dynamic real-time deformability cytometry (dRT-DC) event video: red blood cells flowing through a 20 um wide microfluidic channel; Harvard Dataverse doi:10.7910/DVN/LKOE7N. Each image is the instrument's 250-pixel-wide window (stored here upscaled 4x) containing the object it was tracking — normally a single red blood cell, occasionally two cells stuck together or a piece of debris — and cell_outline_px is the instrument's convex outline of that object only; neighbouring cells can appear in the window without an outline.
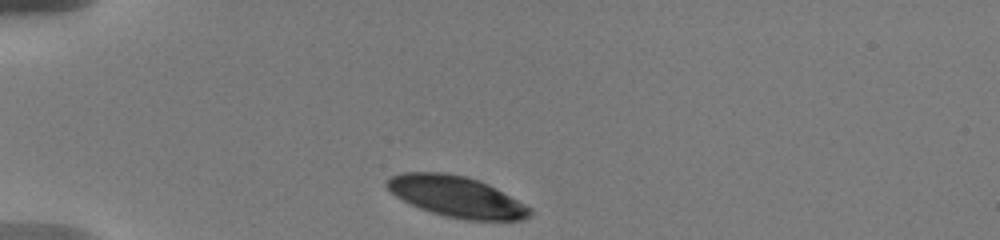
{"species": "human", "species_latin": "Homo sapiens", "temperature_condition": "warm", "stored_images_in_passage": 4, "camera_frame_rate_fps": 3000, "um_per_image_px": 0.085, "donor": {"sex": "male"}, "frame": {"image": 1, "passage_image": 1, "time_ms": 0.0, "image_size_px": [1000, 240], "cell_outline_px": [[532, 216], [524, 220], [464, 220], [444, 216], [420, 208], [396, 196], [384, 184], [392, 176], [400, 172], [440, 172], [464, 176], [488, 184], [496, 188], [532, 208]], "centroid_in_image_um": [38.83, 16.72], "position_along_channel_um": 46.2, "area_um2": 33.93}}
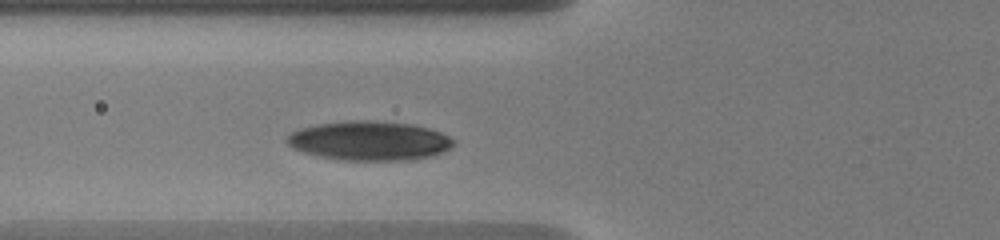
{"frame": {"image": 2, "passage_image": 4, "time_ms": 2.333, "image_size_px": [1000, 240], "cell_outline_px": [[456, 140], [444, 152], [432, 156], [412, 160], [336, 160], [304, 152], [292, 148], [284, 140], [292, 132], [300, 128], [320, 124], [348, 120], [368, 120], [412, 124], [428, 128], [440, 132]], "centroid_in_image_um": [31.39, 11.97], "position_along_channel_um": 94.4, "area_um2": 38.15}}